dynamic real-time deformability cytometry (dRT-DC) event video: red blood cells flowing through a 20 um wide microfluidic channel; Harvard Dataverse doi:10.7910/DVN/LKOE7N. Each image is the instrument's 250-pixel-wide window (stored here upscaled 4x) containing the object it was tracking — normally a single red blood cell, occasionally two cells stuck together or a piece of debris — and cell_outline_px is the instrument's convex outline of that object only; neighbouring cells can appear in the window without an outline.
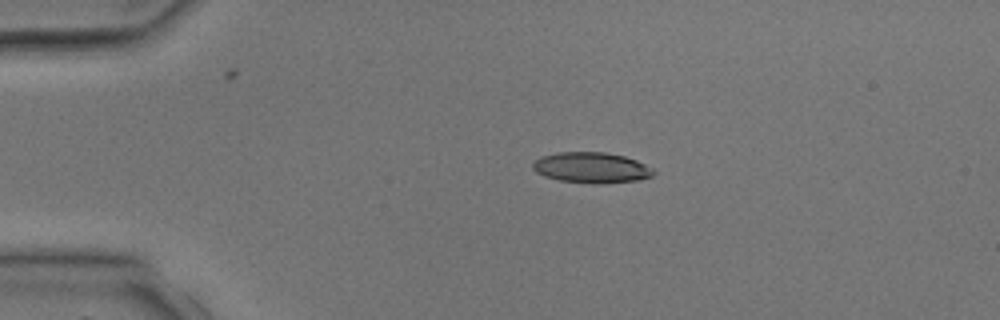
{"species": "common noctule bat (a hibernating species)", "species_latin": "Nyctalus noctula", "temperature_condition": "room temperature", "stored_images_in_passage": 3, "camera_frame_rate_fps": 3000, "um_per_image_px": 0.085, "animal": {"sex": "male", "body_mass_g": 17.9, "forearm_length_mm": 54.2}, "frame": {"image": 1, "passage_image": 2, "time_ms": 1.333, "image_size_px": [1000, 320], "cell_outline_px": [[656, 172], [652, 176], [640, 180], [600, 184], [592, 184], [560, 180], [544, 176], [536, 172], [532, 168], [532, 164], [540, 156], [560, 152], [604, 152], [624, 156], [636, 160], [652, 168]], "centroid_in_image_um": [50.28, 14.26], "position_along_channel_um": 34.7, "area_um2": 21.68}}